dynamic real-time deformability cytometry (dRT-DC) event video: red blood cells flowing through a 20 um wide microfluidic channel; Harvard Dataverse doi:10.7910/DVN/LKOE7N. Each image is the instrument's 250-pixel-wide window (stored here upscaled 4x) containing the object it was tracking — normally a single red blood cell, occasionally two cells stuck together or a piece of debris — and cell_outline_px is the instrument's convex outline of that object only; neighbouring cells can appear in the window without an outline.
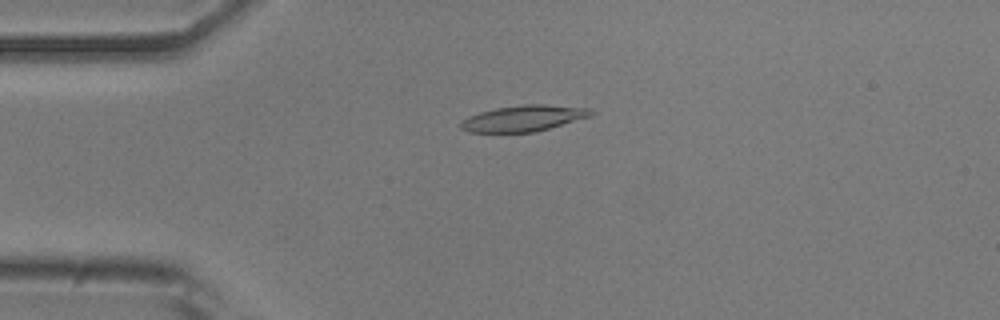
{"species": "common noctule bat (a hibernating species)", "species_latin": "Nyctalus noctula", "temperature_condition": "room temperature", "stored_images_in_passage": 54, "camera_frame_rate_fps": 3000, "um_per_image_px": 0.085, "animal": {"sex": "male", "body_mass_g": 20.5, "forearm_length_mm": 52.5}, "frame": {"image": 1, "passage_image": 13, "time_ms": 4.0, "image_size_px": [1000, 320], "cell_outline_px": [[596, 112], [592, 116], [536, 132], [468, 132], [460, 128], [460, 120], [468, 116], [480, 112], [496, 108], [524, 104], [544, 104], [592, 108]], "centroid_in_image_um": [44.53, 10.05], "position_along_channel_um": 40.5, "area_um2": 20.0}}
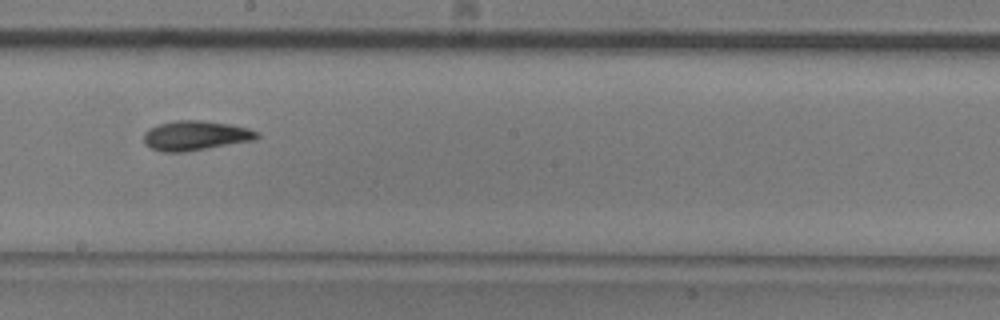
{"frame": {"image": 2, "passage_image": 30, "time_ms": 9.667, "image_size_px": [1000, 320], "cell_outline_px": [[260, 136], [256, 140], [184, 152], [160, 152], [148, 148], [144, 144], [144, 132], [148, 128], [156, 124], [176, 120], [200, 120], [228, 124], [248, 128], [260, 132]], "centroid_in_image_um": [16.58, 11.53], "position_along_channel_um": 231.6, "area_um2": 19.88}}
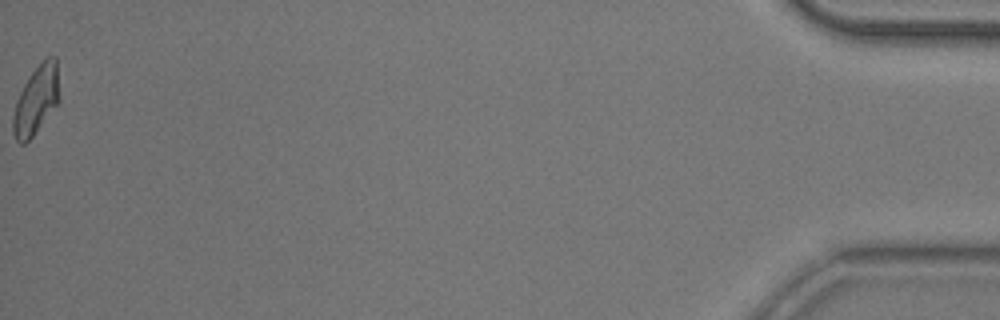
{"frame": {"image": 3, "passage_image": 54, "time_ms": 17.667, "image_size_px": [1000, 320], "cell_outline_px": [[60, 100], [32, 136], [24, 144], [20, 144], [16, 140], [12, 132], [12, 116], [16, 100], [24, 84], [32, 72], [48, 56], [56, 56], [60, 96]], "centroid_in_image_um": [3.07, 8.51], "position_along_channel_um": 432.1, "area_um2": 18.38}, "authors_computed_cell_mechanics": {"area_um2": 18.9873, "velocity_mm_per_s": 3.7738, "shape_relaxation_time_tau1_ms": 6.6798, "shape_relaxation_time_tau2_ms": 5.6086, "deformation_change_tau1": 0.1848, "deformation_change_tau2": 0.1264}}